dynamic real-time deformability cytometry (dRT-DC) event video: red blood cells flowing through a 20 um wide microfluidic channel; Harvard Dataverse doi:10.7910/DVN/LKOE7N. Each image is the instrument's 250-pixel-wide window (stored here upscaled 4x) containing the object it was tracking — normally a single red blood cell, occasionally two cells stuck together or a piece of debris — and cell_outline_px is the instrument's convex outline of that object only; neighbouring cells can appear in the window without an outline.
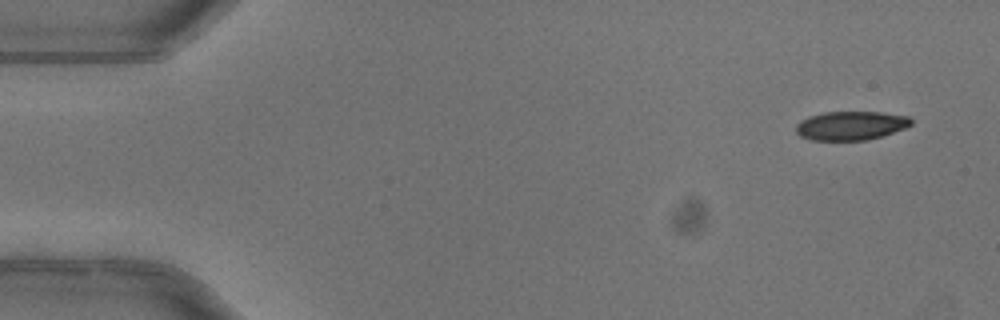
{"species": "common noctule bat (a hibernating species)", "species_latin": "Nyctalus noctula", "temperature_condition": "warm", "stored_images_in_passage": 5, "camera_frame_rate_fps": 3000, "um_per_image_px": 0.085, "animal": {"sex": "female"}, "frame": {"image": 1, "passage_image": 1, "time_ms": 0.0, "image_size_px": [1000, 320], "cell_outline_px": [[912, 124], [904, 128], [868, 140], [808, 140], [800, 136], [796, 132], [796, 124], [800, 120], [808, 116], [824, 112], [884, 112], [908, 116], [912, 120]], "centroid_in_image_um": [72.28, 10.67], "position_along_channel_um": 12.7, "area_um2": 19.42}}
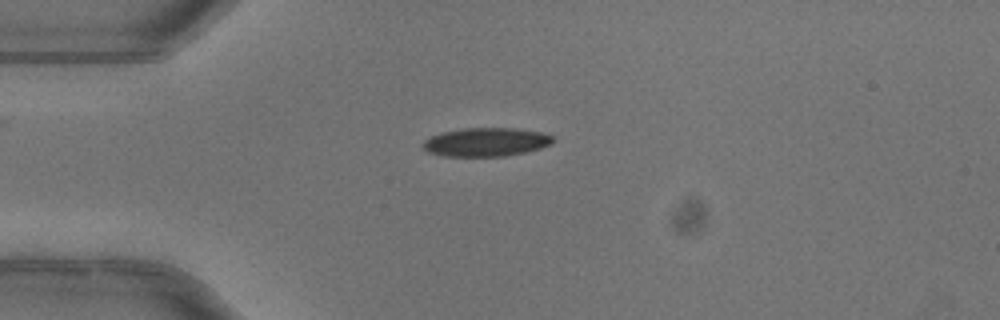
{"frame": {"image": 2, "passage_image": 4, "time_ms": 1.0, "image_size_px": [1000, 320], "cell_outline_px": [[556, 140], [552, 144], [540, 148], [524, 152], [504, 156], [440, 156], [428, 152], [420, 144], [424, 140], [432, 136], [444, 132], [464, 128], [516, 128], [540, 132], [556, 136]], "centroid_in_image_um": [41.34, 12.07], "position_along_channel_um": 43.7, "area_um2": 21.79}}
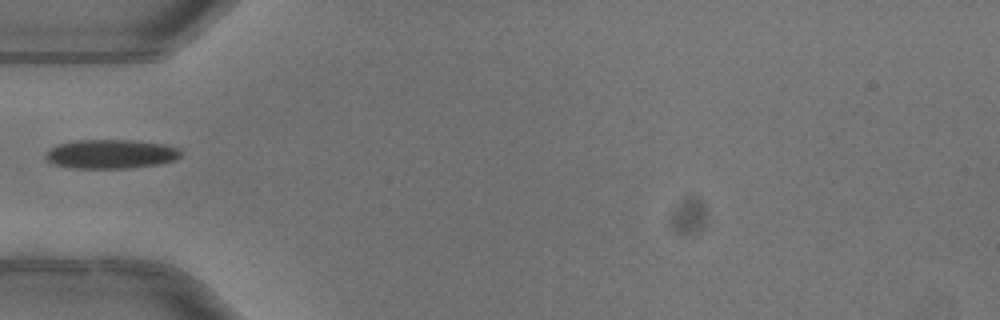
{"frame": {"image": 3, "passage_image": 5, "time_ms": 1.333, "image_size_px": [1000, 320], "cell_outline_px": [[180, 156], [176, 160], [156, 164], [128, 168], [72, 168], [52, 164], [44, 156], [48, 148], [56, 144], [76, 140], [128, 140], [164, 144], [180, 148]], "centroid_in_image_um": [9.37, 13.09], "position_along_channel_um": 75.6, "area_um2": 23.0}}